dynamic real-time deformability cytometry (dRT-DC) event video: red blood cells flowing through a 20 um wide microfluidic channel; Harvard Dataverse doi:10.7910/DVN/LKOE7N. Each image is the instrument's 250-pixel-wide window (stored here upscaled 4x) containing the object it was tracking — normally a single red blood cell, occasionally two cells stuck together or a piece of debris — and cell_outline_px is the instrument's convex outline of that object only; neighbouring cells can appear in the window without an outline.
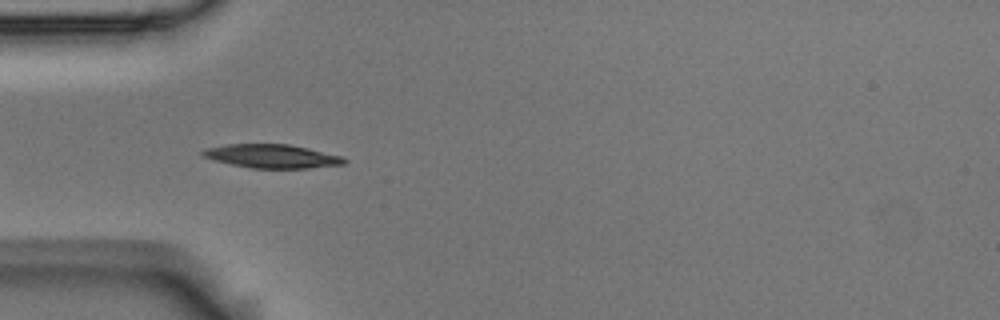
{"species": "Egyptian fruit bat (a non-hibernating species)", "species_latin": "Rousettus aegyptiacus", "temperature_condition": "room temperature", "stored_images_in_passage": 39, "camera_frame_rate_fps": 3000, "um_per_image_px": 0.085, "animal": {"sex": "male"}, "frame": {"image": 1, "passage_image": 1, "time_ms": 0.0, "image_size_px": [1000, 320], "cell_outline_px": [[348, 160], [344, 164], [308, 168], [252, 168], [232, 164], [216, 160], [204, 156], [200, 152], [208, 148], [228, 144], [288, 144], [308, 148], [340, 156]], "centroid_in_image_um": [23.14, 13.27], "position_along_channel_um": 61.9, "area_um2": 19.13}}
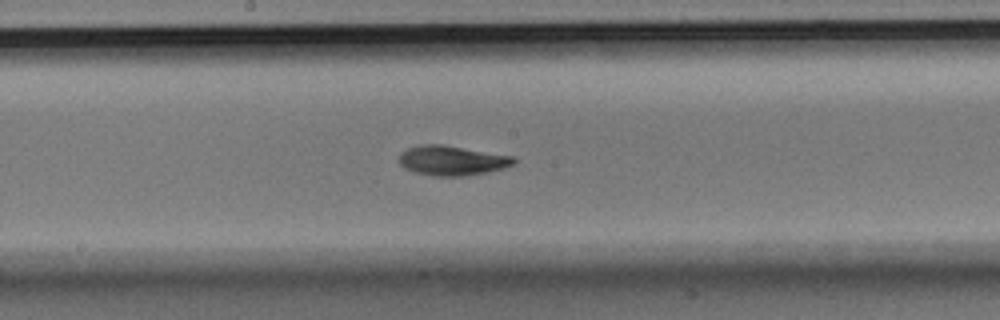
{"frame": {"image": 2, "passage_image": 13, "time_ms": 4.0, "image_size_px": [1000, 320], "cell_outline_px": [[516, 160], [512, 164], [500, 168], [484, 172], [460, 176], [432, 176], [416, 172], [404, 168], [400, 164], [400, 152], [408, 148], [420, 144], [444, 144], [512, 156]], "centroid_in_image_um": [38.35, 13.62], "position_along_channel_um": 209.8, "area_um2": 19.59}}
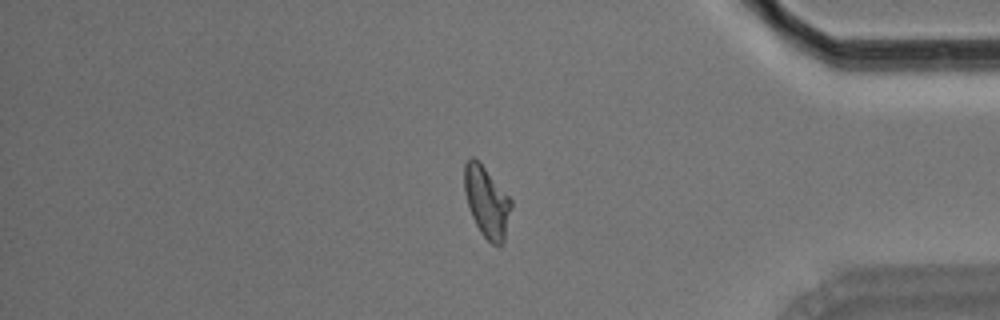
{"frame": {"image": 3, "passage_image": 30, "time_ms": 9.667, "image_size_px": [1000, 320], "cell_outline_px": [[512, 204], [504, 244], [500, 248], [492, 244], [480, 232], [472, 216], [464, 192], [464, 164], [472, 156], [484, 168], [512, 200]], "centroid_in_image_um": [41.38, 17.22], "position_along_channel_um": 393.8, "area_um2": 19.13}, "authors_computed_cell_mechanics": {"area_um2": 19.1318, "velocity_mm_per_s": 3.7194, "shape_relaxation_time_tau1_ms": 3.8308, "shape_relaxation_time_tau2_ms": 4.1365, "deformation_change_tau1": 0.1492, "deformation_change_tau2": 0.1082}}